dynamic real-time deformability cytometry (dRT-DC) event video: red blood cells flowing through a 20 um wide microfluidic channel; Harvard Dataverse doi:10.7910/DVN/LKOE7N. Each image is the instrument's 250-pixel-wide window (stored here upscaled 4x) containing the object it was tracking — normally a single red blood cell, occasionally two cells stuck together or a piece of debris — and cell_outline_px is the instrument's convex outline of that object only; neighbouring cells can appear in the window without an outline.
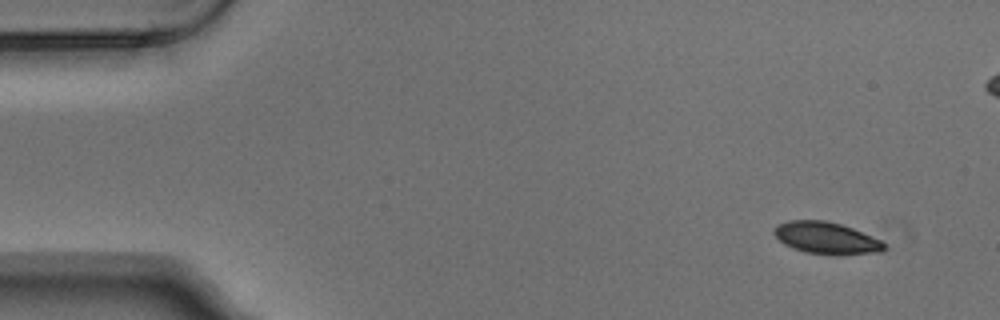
{"species": "Egyptian fruit bat (a non-hibernating species)", "species_latin": "Rousettus aegyptiacus", "temperature_condition": "warm", "stored_images_in_passage": 5, "camera_frame_rate_fps": 3000, "um_per_image_px": 0.085, "animal": {"sex": "male"}, "frame": {"image": 1, "passage_image": 1, "time_ms": 0.0, "image_size_px": [1000, 320], "cell_outline_px": [[884, 248], [880, 252], [836, 256], [804, 252], [792, 248], [784, 244], [772, 232], [776, 224], [788, 220], [824, 220], [840, 224], [852, 228], [880, 240], [884, 244]], "centroid_in_image_um": [70.19, 20.24], "position_along_channel_um": 14.8, "area_um2": 20.58}}
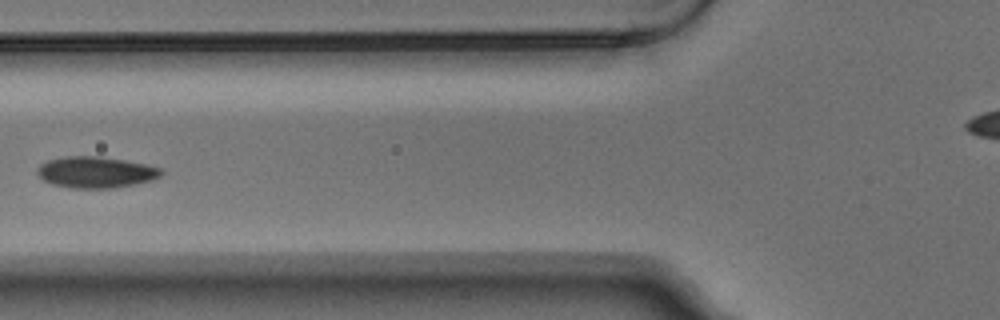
{"frame": {"image": 2, "passage_image": 5, "time_ms": 1.333, "image_size_px": [1000, 320], "cell_outline_px": [[164, 172], [160, 176], [152, 180], [136, 184], [112, 188], [68, 188], [52, 184], [44, 180], [36, 172], [36, 168], [40, 164], [48, 160], [64, 156], [100, 156], [148, 164], [160, 168]], "centroid_in_image_um": [8.14, 14.63], "position_along_channel_um": 117.7, "area_um2": 22.77}}